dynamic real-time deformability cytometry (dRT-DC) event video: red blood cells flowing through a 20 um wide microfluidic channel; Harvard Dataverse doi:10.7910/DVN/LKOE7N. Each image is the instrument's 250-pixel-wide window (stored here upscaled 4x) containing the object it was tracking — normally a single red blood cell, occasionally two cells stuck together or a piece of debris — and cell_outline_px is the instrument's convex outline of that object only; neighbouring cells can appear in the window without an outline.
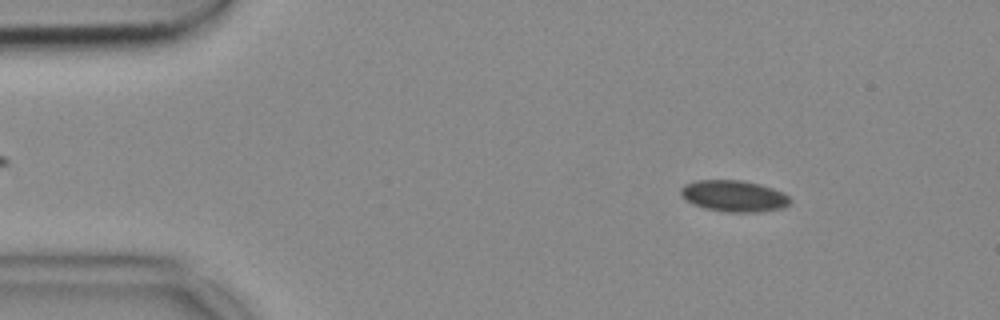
{"species": "common noctule bat (a hibernating species)", "species_latin": "Nyctalus noctula", "temperature_condition": "cold", "stored_images_in_passage": 55, "camera_frame_rate_fps": 3000, "um_per_image_px": 0.085, "animal": {"sex": "female", "body_mass_g": 18.4}, "frame": {"image": 1, "passage_image": 8, "time_ms": 2.333, "image_size_px": [1000, 320], "cell_outline_px": [[792, 200], [788, 204], [780, 208], [756, 212], [728, 212], [704, 208], [688, 200], [680, 192], [680, 188], [684, 184], [696, 180], [740, 180], [760, 184], [784, 192]], "centroid_in_image_um": [62.39, 16.65], "position_along_channel_um": 22.6, "area_um2": 19.77}}
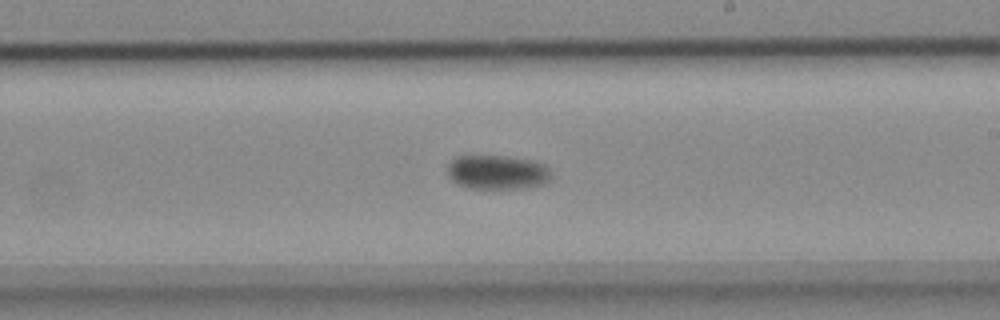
{"frame": {"image": 2, "passage_image": 32, "time_ms": 10.333, "image_size_px": [1000, 320], "cell_outline_px": [[552, 180], [544, 184], [524, 188], [468, 188], [452, 180], [448, 172], [448, 164], [456, 156], [504, 156], [532, 160], [544, 164], [552, 172]], "centroid_in_image_um": [42.33, 14.64], "position_along_channel_um": 246.7, "area_um2": 20.75}}
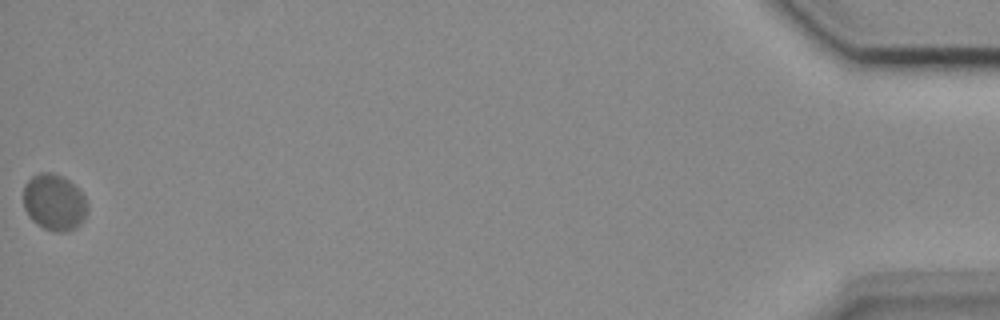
{"frame": {"image": 3, "passage_image": 55, "time_ms": 18.0, "image_size_px": [1000, 320], "cell_outline_px": [[88, 212], [84, 220], [76, 228], [64, 232], [56, 232], [44, 228], [36, 224], [28, 216], [24, 208], [24, 184], [32, 176], [40, 172], [52, 172], [64, 176], [84, 196], [88, 204]], "centroid_in_image_um": [4.61, 17.2], "position_along_channel_um": 430.6, "area_um2": 21.27}}